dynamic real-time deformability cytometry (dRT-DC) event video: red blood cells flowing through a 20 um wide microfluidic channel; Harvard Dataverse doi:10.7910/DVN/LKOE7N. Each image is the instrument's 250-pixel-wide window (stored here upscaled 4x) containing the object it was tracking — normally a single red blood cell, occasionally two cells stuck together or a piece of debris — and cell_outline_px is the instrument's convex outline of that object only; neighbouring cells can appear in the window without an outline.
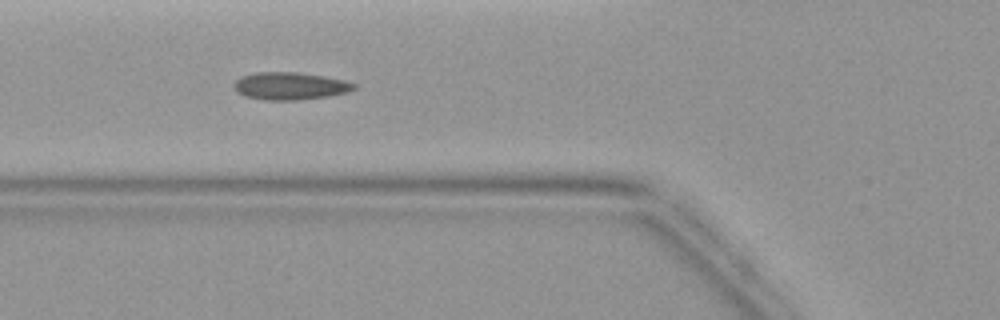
{"species": "common noctule bat (a hibernating species)", "species_latin": "Nyctalus noctula", "temperature_condition": "warm", "stored_images_in_passage": 5, "camera_frame_rate_fps": 3000, "um_per_image_px": 0.085, "animal": {"sex": "female", "body_mass_g": 19.9}, "frame": {"image": 1, "passage_image": 4, "time_ms": 3.333, "image_size_px": [1000, 320], "cell_outline_px": [[356, 88], [344, 92], [328, 96], [300, 100], [264, 100], [248, 96], [236, 92], [232, 84], [240, 76], [256, 72], [300, 72], [324, 76], [344, 80], [356, 84]], "centroid_in_image_um": [24.62, 7.3], "position_along_channel_um": 101.2, "area_um2": 19.25}}